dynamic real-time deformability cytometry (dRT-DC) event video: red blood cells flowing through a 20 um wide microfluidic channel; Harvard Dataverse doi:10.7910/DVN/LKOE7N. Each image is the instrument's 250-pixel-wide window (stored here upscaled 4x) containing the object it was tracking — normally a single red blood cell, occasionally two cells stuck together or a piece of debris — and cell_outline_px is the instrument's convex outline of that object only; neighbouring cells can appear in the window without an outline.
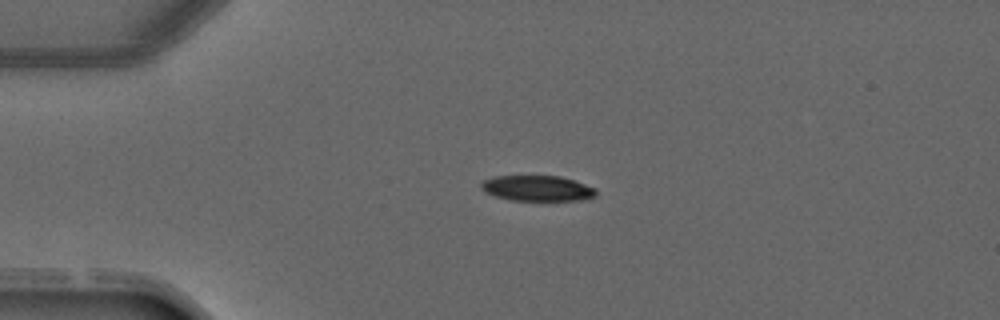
{"species": "common noctule bat (a hibernating species)", "species_latin": "Nyctalus noctula", "temperature_condition": "warm", "stored_images_in_passage": 4, "camera_frame_rate_fps": 3000, "um_per_image_px": 0.085, "animal": {"sex": "male", "forearm_length_mm": 52.5}, "frame": {"image": 1, "passage_image": 1, "time_ms": 0.0, "image_size_px": [1000, 320], "cell_outline_px": [[596, 196], [584, 200], [512, 200], [496, 196], [484, 192], [480, 188], [480, 184], [484, 180], [496, 176], [560, 176], [596, 188]], "centroid_in_image_um": [45.67, 16.0], "position_along_channel_um": 39.3, "area_um2": 16.99}}
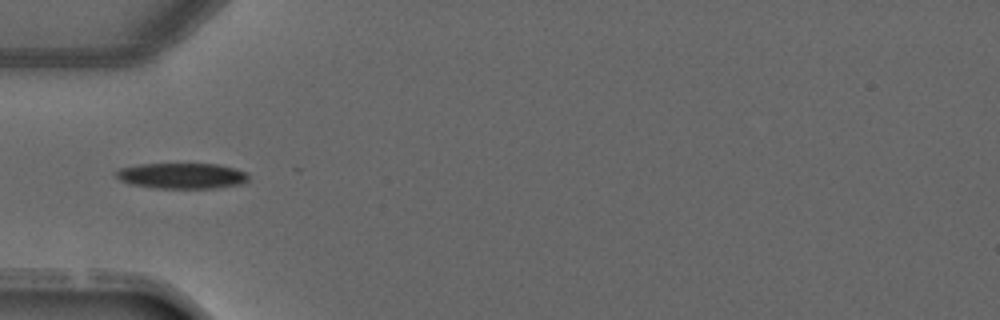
{"frame": {"image": 2, "passage_image": 2, "time_ms": 1.333, "image_size_px": [1000, 320], "cell_outline_px": [[248, 180], [244, 184], [216, 188], [156, 188], [132, 184], [120, 180], [116, 176], [116, 172], [120, 168], [140, 164], [216, 164], [236, 168], [248, 172]], "centroid_in_image_um": [15.52, 14.94], "position_along_channel_um": 69.5, "area_um2": 19.88}}
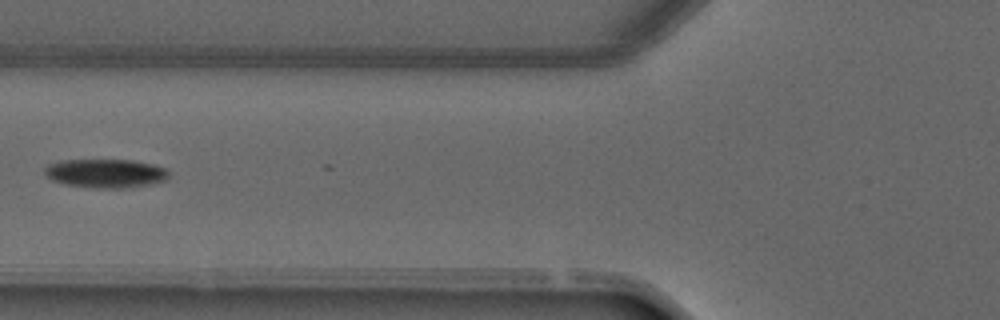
{"frame": {"image": 3, "passage_image": 3, "time_ms": 2.333, "image_size_px": [1000, 320], "cell_outline_px": [[168, 176], [164, 180], [152, 184], [120, 188], [92, 188], [64, 184], [52, 180], [44, 172], [44, 168], [48, 164], [60, 160], [132, 160], [152, 164], [164, 168], [168, 172]], "centroid_in_image_um": [8.93, 14.73], "position_along_channel_um": 116.9, "area_um2": 20.75}}